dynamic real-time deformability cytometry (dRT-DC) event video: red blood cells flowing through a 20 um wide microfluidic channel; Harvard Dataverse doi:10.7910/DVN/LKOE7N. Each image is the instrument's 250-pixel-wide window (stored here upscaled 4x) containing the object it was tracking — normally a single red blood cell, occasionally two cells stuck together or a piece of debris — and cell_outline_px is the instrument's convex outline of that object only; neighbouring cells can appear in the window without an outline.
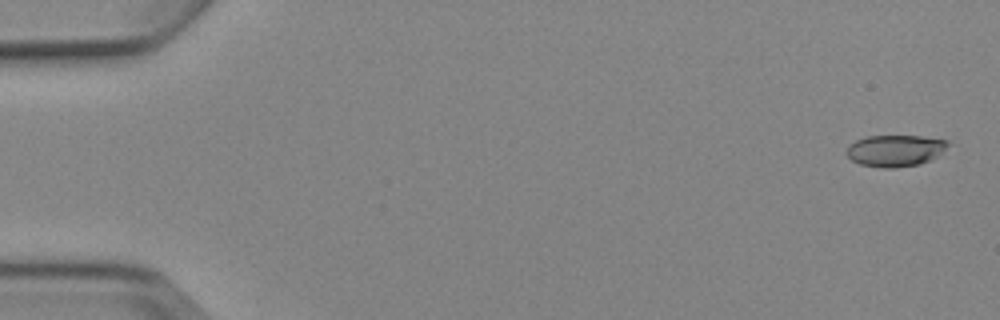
{"species": "Egyptian fruit bat (a non-hibernating species)", "species_latin": "Rousettus aegyptiacus", "temperature_condition": "cold", "stored_images_in_passage": 4, "camera_frame_rate_fps": 3000, "um_per_image_px": 0.085, "animal": {"sex": "female"}, "frame": {"image": 1, "passage_image": 1, "time_ms": 0.0, "image_size_px": [1000, 320], "cell_outline_px": [[952, 144], [944, 152], [920, 164], [896, 168], [884, 168], [860, 164], [852, 160], [848, 156], [848, 144], [856, 140], [868, 136], [920, 136], [948, 140]], "centroid_in_image_um": [76.14, 12.8], "position_along_channel_um": 8.9, "area_um2": 18.73}}
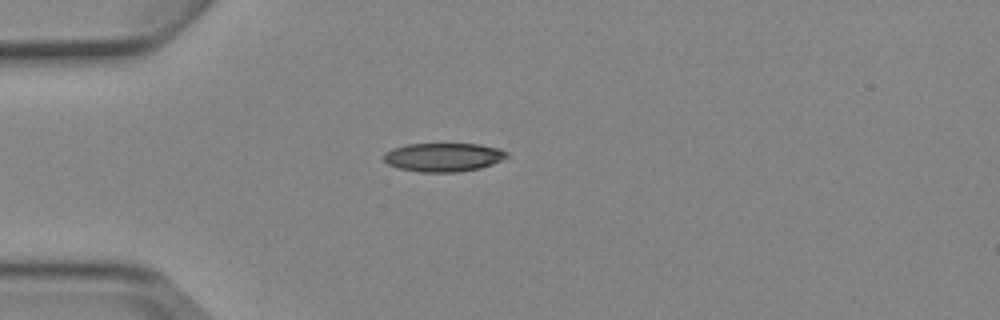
{"frame": {"image": 2, "passage_image": 4, "time_ms": 4.333, "image_size_px": [1000, 320], "cell_outline_px": [[508, 156], [492, 164], [480, 168], [456, 172], [420, 172], [396, 168], [388, 164], [384, 160], [384, 152], [392, 148], [408, 144], [480, 144], [500, 148], [508, 152]], "centroid_in_image_um": [37.67, 13.36], "position_along_channel_um": 47.3, "area_um2": 20.63}}